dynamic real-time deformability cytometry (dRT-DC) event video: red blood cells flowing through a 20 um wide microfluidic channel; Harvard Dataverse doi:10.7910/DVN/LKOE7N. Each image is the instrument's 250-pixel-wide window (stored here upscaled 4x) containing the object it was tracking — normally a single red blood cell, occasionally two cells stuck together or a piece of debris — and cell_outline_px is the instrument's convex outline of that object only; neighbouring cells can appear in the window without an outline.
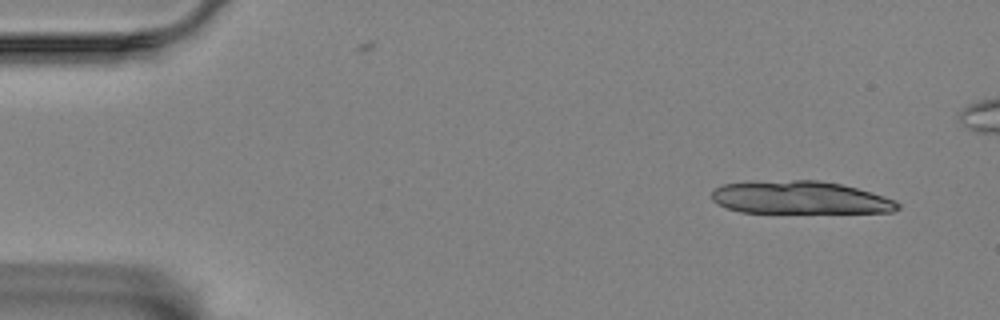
{"species": "Egyptian fruit bat (a non-hibernating species)", "species_latin": "Rousettus aegyptiacus", "temperature_condition": "room temperature", "stored_images_in_passage": 14, "camera_frame_rate_fps": 3000, "um_per_image_px": 0.085, "animal": {"sex": "female"}, "frame": {"image": 1, "passage_image": 3, "time_ms": 0.667, "image_size_px": [1000, 320], "cell_outline_px": [[900, 208], [892, 212], [740, 212], [728, 208], [712, 200], [712, 192], [716, 188], [724, 184], [752, 180], [820, 180], [840, 184], [856, 188], [896, 200], [900, 204]], "centroid_in_image_um": [67.98, 16.78], "position_along_channel_um": 17.0, "area_um2": 35.55}}